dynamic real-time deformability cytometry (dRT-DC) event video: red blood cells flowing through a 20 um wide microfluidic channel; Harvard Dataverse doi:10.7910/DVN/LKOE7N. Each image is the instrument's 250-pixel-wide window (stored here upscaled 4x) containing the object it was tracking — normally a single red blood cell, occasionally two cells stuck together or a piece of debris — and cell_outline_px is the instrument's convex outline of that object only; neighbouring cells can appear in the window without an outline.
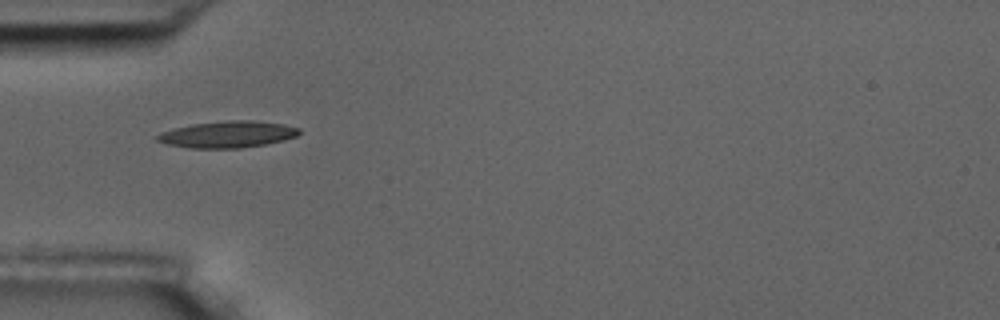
{"species": "common noctule bat (a hibernating species)", "species_latin": "Nyctalus noctula", "temperature_condition": "room temperature", "stored_images_in_passage": 15, "camera_frame_rate_fps": 3000, "um_per_image_px": 0.085, "animal": {"sex": "male", "body_mass_g": 17.5, "forearm_length_mm": 52.3}, "frame": {"image": 1, "passage_image": 5, "time_ms": 5.667, "image_size_px": [1000, 320], "cell_outline_px": [[300, 132], [296, 136], [284, 140], [264, 144], [240, 148], [188, 148], [168, 144], [156, 140], [156, 136], [160, 132], [192, 124], [228, 120], [252, 120], [284, 124], [300, 128]], "centroid_in_image_um": [19.35, 11.42], "position_along_channel_um": 65.6, "area_um2": 21.91}}
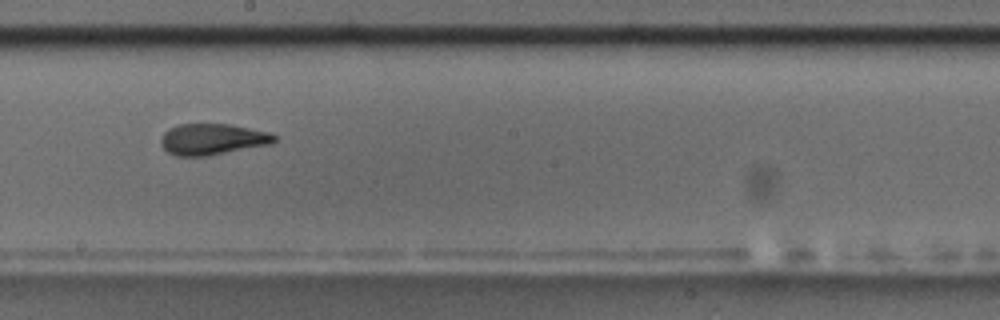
{"frame": {"image": 2, "passage_image": 9, "time_ms": 10.333, "image_size_px": [1000, 320], "cell_outline_px": [[276, 140], [272, 144], [208, 156], [176, 156], [168, 152], [160, 144], [160, 140], [164, 132], [168, 128], [180, 124], [228, 124], [268, 132], [276, 136]], "centroid_in_image_um": [18.04, 11.84], "position_along_channel_um": 230.2, "area_um2": 20.63}, "authors_computed_cell_mechanics": {"area_um2": 20.9236, "velocity_mm_per_s": 3.5404, "shape_relaxation_time_tau1_ms": 5.4243, "shape_relaxation_time_tau2_ms": 1.361, "deformation_change_tau1": 0.1406, "deformation_change_tau2": 0.0581}}